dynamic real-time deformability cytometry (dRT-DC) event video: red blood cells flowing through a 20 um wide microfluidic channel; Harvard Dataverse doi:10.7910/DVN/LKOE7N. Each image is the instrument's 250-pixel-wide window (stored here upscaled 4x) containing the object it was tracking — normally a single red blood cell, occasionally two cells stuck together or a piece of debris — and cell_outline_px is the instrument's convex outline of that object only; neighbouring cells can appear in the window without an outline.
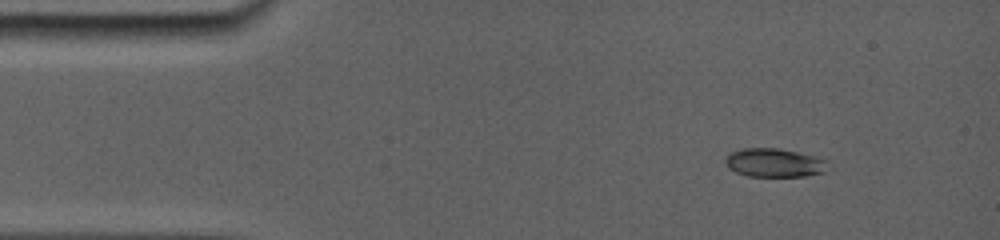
{"species": "common noctule bat (a hibernating species)", "species_latin": "Nyctalus noctula", "temperature_condition": "room temperature", "stored_images_in_passage": 5, "camera_frame_rate_fps": 5000, "um_per_image_px": 0.085, "animal": {"sex": "female", "body_mass_g": 19.0, "forearm_length_mm": 56.7}, "frame": {"image": 1, "passage_image": 1, "time_ms": 0.0, "image_size_px": [1000, 240], "cell_outline_px": [[824, 172], [804, 176], [748, 176], [736, 172], [728, 164], [728, 156], [732, 152], [752, 148], [768, 148], [792, 152], [816, 160]], "centroid_in_image_um": [65.64, 13.87], "position_along_channel_um": 19.4, "area_um2": 15.26}}
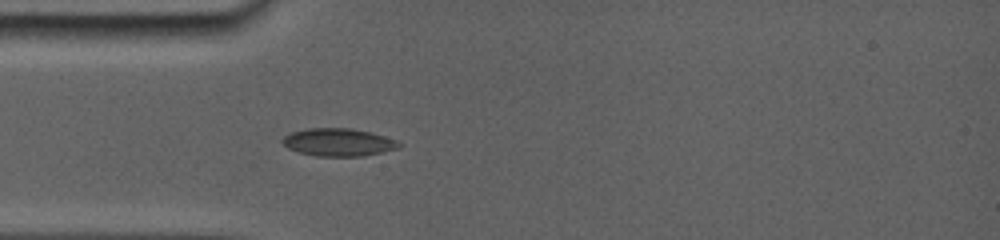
{"frame": {"image": 2, "passage_image": 4, "time_ms": 2.8, "image_size_px": [1000, 240], "cell_outline_px": [[400, 144], [396, 148], [380, 152], [360, 156], [316, 156], [300, 152], [288, 148], [280, 140], [284, 136], [292, 132], [312, 128], [344, 128], [368, 132], [392, 140]], "centroid_in_image_um": [28.65, 12.1], "position_along_channel_um": 56.3, "area_um2": 18.09}}